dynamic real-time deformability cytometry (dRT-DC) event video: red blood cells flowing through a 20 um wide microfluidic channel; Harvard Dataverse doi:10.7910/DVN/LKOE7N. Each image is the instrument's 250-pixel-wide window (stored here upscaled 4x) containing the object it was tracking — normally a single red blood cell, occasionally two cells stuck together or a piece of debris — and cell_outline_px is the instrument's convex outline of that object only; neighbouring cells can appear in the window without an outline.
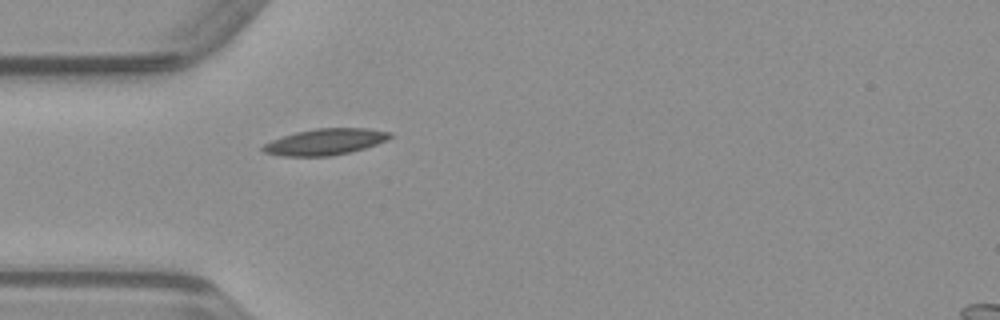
{"species": "common noctule bat (a hibernating species)", "species_latin": "Nyctalus noctula", "temperature_condition": "warm", "stored_images_in_passage": 37, "camera_frame_rate_fps": 3000, "um_per_image_px": 0.085, "animal": {"sex": "male", "body_mass_g": 23.1, "forearm_length_mm": 52.7}, "frame": {"image": 1, "passage_image": 2, "time_ms": 0.333, "image_size_px": [1000, 320], "cell_outline_px": [[392, 136], [388, 140], [364, 148], [348, 152], [328, 156], [284, 156], [264, 152], [260, 148], [264, 144], [272, 140], [296, 132], [316, 128], [368, 128], [392, 132]], "centroid_in_image_um": [27.66, 12.04], "position_along_channel_um": 57.3, "area_um2": 19.31}}
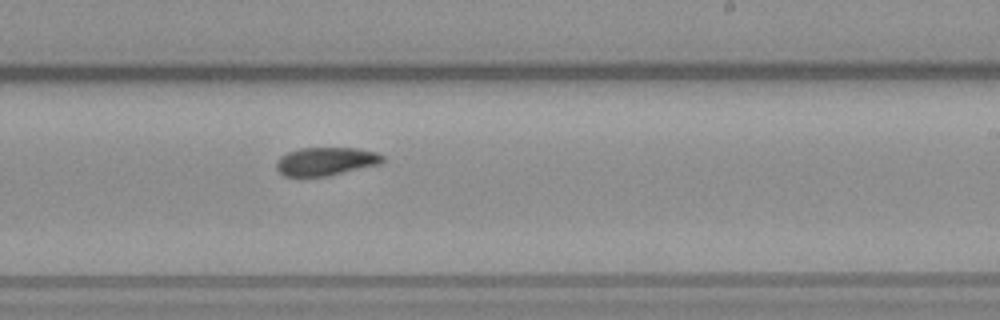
{"frame": {"image": 2, "passage_image": 17, "time_ms": 5.333, "image_size_px": [1000, 320], "cell_outline_px": [[384, 160], [380, 164], [328, 176], [300, 180], [284, 176], [276, 168], [276, 164], [280, 156], [288, 152], [300, 148], [356, 148], [376, 152], [384, 156]], "centroid_in_image_um": [27.64, 13.76], "position_along_channel_um": 261.4, "area_um2": 18.09}}
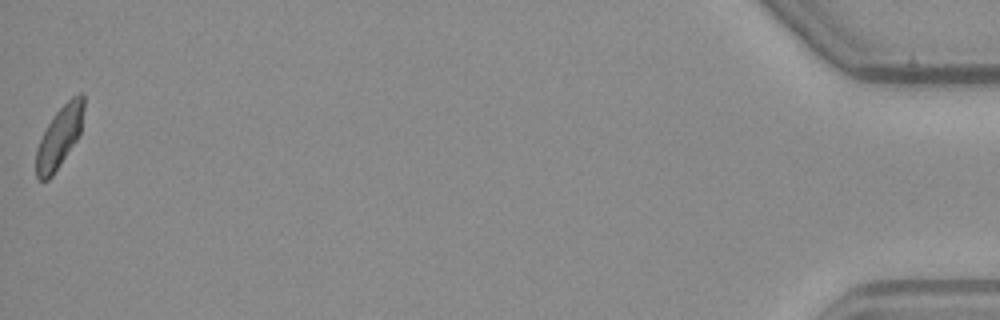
{"frame": {"image": 3, "passage_image": 37, "time_ms": 12.0, "image_size_px": [1000, 320], "cell_outline_px": [[84, 108], [80, 132], [76, 140], [52, 176], [48, 180], [40, 180], [36, 176], [36, 148], [48, 124], [56, 112], [72, 96], [80, 92], [84, 92]], "centroid_in_image_um": [5.06, 11.62], "position_along_channel_um": 430.1, "area_um2": 16.76}}